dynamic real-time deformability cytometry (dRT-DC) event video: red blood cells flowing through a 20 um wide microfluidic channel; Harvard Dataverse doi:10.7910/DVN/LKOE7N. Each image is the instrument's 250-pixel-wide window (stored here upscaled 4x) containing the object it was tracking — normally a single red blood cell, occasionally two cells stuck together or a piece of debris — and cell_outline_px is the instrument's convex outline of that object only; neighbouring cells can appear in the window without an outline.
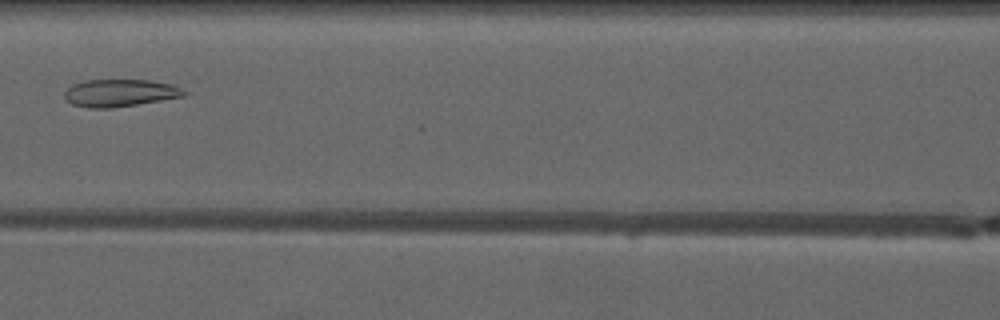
{"species": "common noctule bat (a hibernating species)", "species_latin": "Nyctalus noctula", "temperature_condition": "warm", "stored_images_in_passage": 8, "camera_frame_rate_fps": 3000, "um_per_image_px": 0.085, "animal": {"sex": "male", "forearm_length_mm": 52.5}, "frame": {"image": 1, "passage_image": 8, "time_ms": 9.0, "image_size_px": [1000, 320], "cell_outline_px": [[184, 96], [112, 108], [88, 108], [72, 104], [64, 100], [64, 92], [72, 84], [88, 80], [152, 80], [172, 84], [180, 88], [184, 92]], "centroid_in_image_um": [10.13, 7.9], "position_along_channel_um": 156.5, "area_um2": 18.96}}